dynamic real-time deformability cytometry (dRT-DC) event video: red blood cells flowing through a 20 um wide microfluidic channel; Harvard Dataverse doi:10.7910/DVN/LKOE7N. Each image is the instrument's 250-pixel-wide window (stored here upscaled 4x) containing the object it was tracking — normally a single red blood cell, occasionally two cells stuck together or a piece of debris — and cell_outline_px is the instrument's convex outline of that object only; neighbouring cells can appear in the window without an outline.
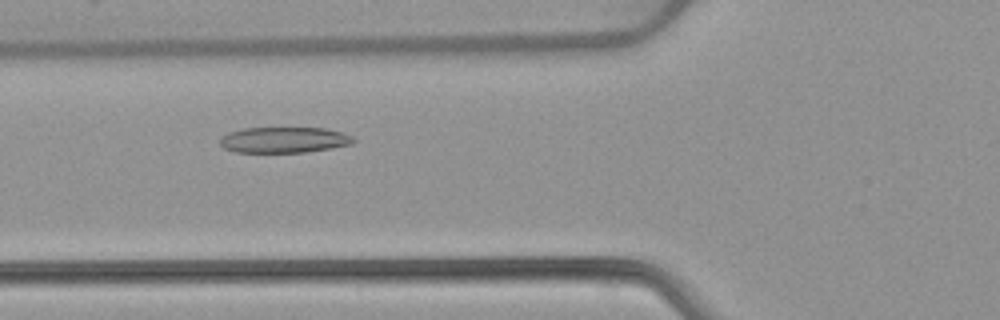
{"species": "common noctule bat (a hibernating species)", "species_latin": "Nyctalus noctula", "temperature_condition": "warm", "stored_images_in_passage": 50, "camera_frame_rate_fps": 3000, "um_per_image_px": 0.085, "animal": {"sex": "female", "body_mass_g": 22.7, "forearm_length_mm": 54.2}, "frame": {"image": 1, "passage_image": 17, "time_ms": 5.333, "image_size_px": [1000, 320], "cell_outline_px": [[356, 140], [352, 144], [304, 152], [236, 152], [224, 148], [220, 144], [220, 136], [228, 132], [244, 128], [324, 128], [340, 132], [352, 136]], "centroid_in_image_um": [24.1, 11.88], "position_along_channel_um": 101.7, "area_um2": 19.94}}
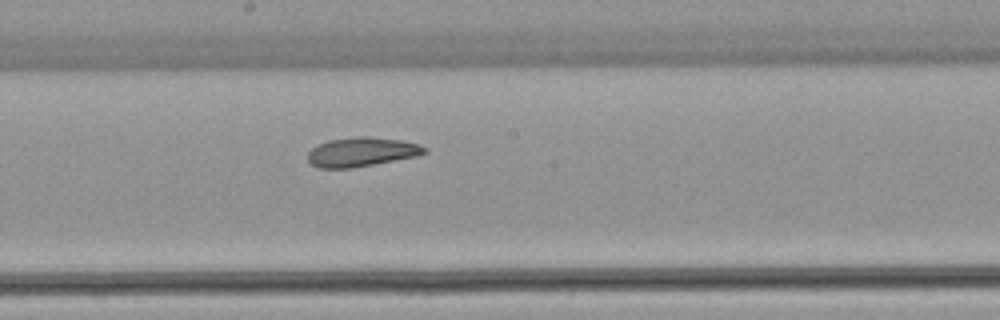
{"frame": {"image": 2, "passage_image": 26, "time_ms": 8.333, "image_size_px": [1000, 320], "cell_outline_px": [[428, 152], [420, 156], [352, 168], [320, 168], [312, 164], [308, 160], [308, 152], [312, 148], [328, 140], [356, 136], [368, 136], [400, 140], [420, 144], [428, 148]], "centroid_in_image_um": [30.8, 12.91], "position_along_channel_um": 217.4, "area_um2": 20.06}}
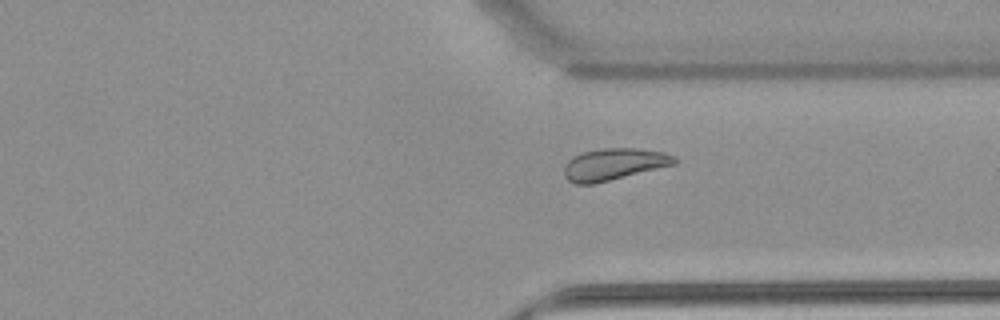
{"frame": {"image": 3, "passage_image": 37, "time_ms": 12.0, "image_size_px": [1000, 320], "cell_outline_px": [[676, 164], [592, 184], [576, 184], [568, 180], [564, 176], [564, 164], [572, 156], [584, 152], [604, 148], [636, 148], [664, 152], [672, 156], [676, 160]], "centroid_in_image_um": [52.14, 13.95], "position_along_channel_um": 359.3, "area_um2": 20.23}, "authors_computed_cell_mechanics": {"area_um2": 21.7328, "velocity_mm_per_s": 3.8619, "shape_relaxation_time_tau1_ms": null, "shape_relaxation_time_tau2_ms": 3.2465, "deformation_change_tau1": null, "deformation_change_tau2": 0.0953}}